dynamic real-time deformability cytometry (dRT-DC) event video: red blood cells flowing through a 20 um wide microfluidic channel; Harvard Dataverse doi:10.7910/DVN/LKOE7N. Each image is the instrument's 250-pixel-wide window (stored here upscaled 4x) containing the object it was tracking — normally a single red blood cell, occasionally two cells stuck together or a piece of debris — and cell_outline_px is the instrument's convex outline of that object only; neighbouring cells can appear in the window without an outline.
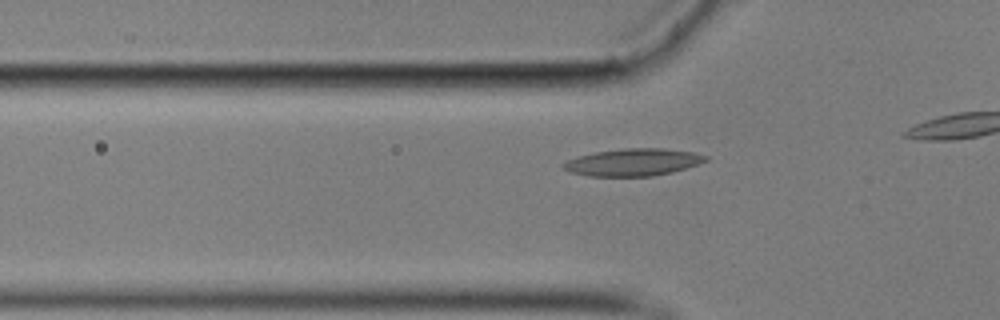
{"species": "common noctule bat (a hibernating species)", "species_latin": "Nyctalus noctula", "temperature_condition": "cold", "stored_images_in_passage": 16, "camera_frame_rate_fps": 3000, "um_per_image_px": 0.085, "animal": {"sex": "male", "body_mass_g": 17.9}, "frame": {"image": 1, "passage_image": 10, "time_ms": 3.0, "image_size_px": [1000, 320], "cell_outline_px": [[708, 160], [700, 164], [672, 172], [652, 176], [588, 176], [568, 172], [560, 164], [576, 156], [596, 152], [624, 148], [664, 148], [692, 152], [708, 156]], "centroid_in_image_um": [53.8, 13.79], "position_along_channel_um": 72.0, "area_um2": 22.72}}
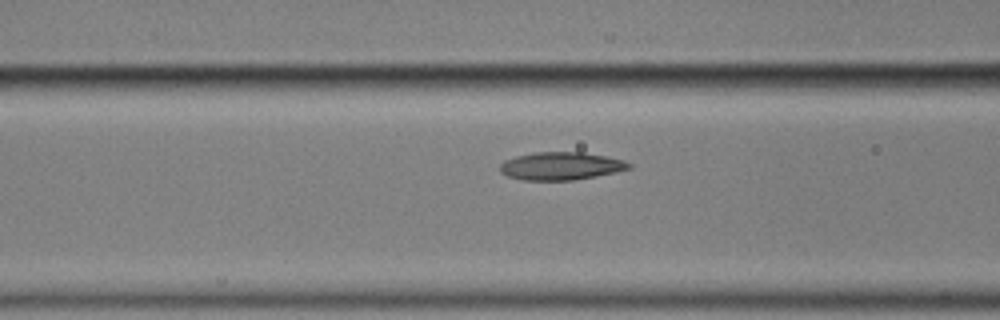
{"frame": {"image": 2, "passage_image": 14, "time_ms": 4.333, "image_size_px": [1000, 320], "cell_outline_px": [[632, 168], [616, 172], [596, 176], [572, 180], [524, 180], [508, 176], [500, 172], [500, 164], [504, 160], [516, 156], [536, 152], [584, 152], [624, 160], [632, 164]], "centroid_in_image_um": [47.69, 14.11], "position_along_channel_um": 118.9, "area_um2": 20.92}}